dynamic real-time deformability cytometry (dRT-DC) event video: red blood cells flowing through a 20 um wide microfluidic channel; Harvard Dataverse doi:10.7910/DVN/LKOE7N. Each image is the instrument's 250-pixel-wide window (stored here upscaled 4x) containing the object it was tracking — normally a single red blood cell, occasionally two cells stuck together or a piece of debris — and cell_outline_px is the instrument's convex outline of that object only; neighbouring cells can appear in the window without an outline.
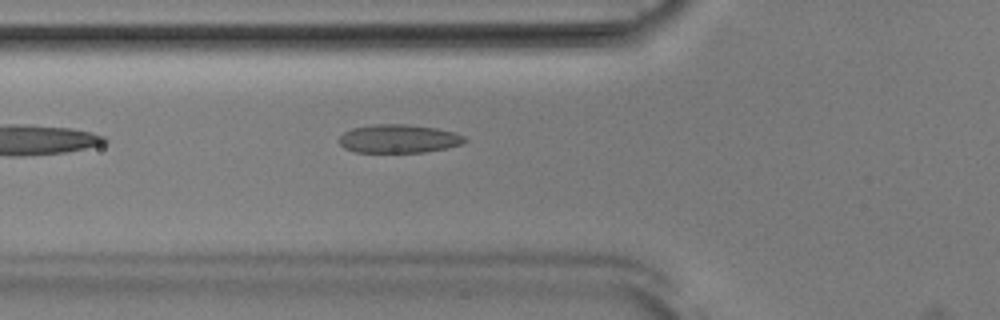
{"species": "Egyptian fruit bat (a non-hibernating species)", "species_latin": "Rousettus aegyptiacus", "temperature_condition": "room temperature", "stored_images_in_passage": 37, "camera_frame_rate_fps": 3000, "um_per_image_px": 0.085, "animal": {"sex": "male"}, "frame": {"image": 1, "passage_image": 4, "time_ms": 1.0, "image_size_px": [1000, 320], "cell_outline_px": [[468, 140], [460, 144], [444, 148], [424, 152], [356, 152], [344, 148], [336, 140], [344, 132], [352, 128], [372, 124], [408, 124], [436, 128], [456, 132], [464, 136]], "centroid_in_image_um": [33.86, 11.78], "position_along_channel_um": 91.9, "area_um2": 20.92}}
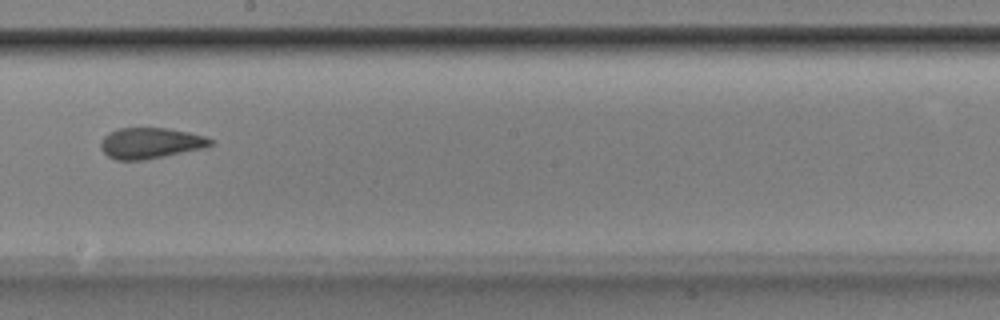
{"frame": {"image": 2, "passage_image": 15, "time_ms": 4.667, "image_size_px": [1000, 320], "cell_outline_px": [[212, 144], [204, 148], [144, 160], [116, 160], [108, 156], [100, 148], [100, 144], [104, 136], [108, 132], [116, 128], [168, 128], [188, 132], [204, 136], [212, 140]], "centroid_in_image_um": [12.75, 12.16], "position_along_channel_um": 235.5, "area_um2": 19.71}}
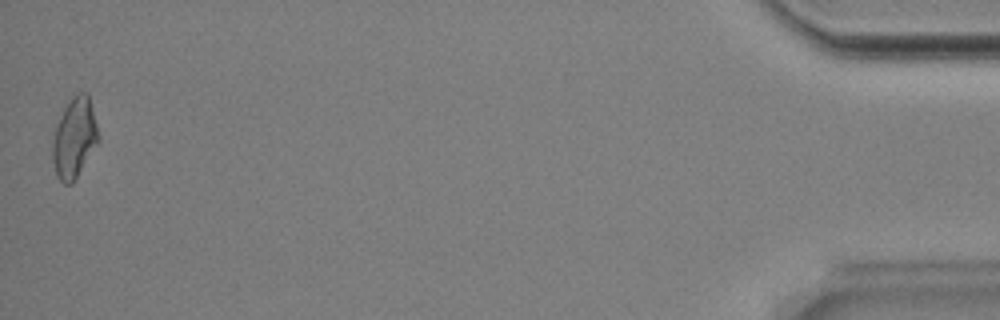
{"frame": {"image": 3, "passage_image": 37, "time_ms": 12.0, "image_size_px": [1000, 320], "cell_outline_px": [[100, 140], [72, 184], [64, 184], [56, 176], [52, 156], [52, 140], [56, 128], [64, 108], [72, 96], [76, 92], [88, 92], [100, 136]], "centroid_in_image_um": [6.34, 11.72], "position_along_channel_um": 428.9, "area_um2": 21.44}, "authors_computed_cell_mechanics": {"area_um2": 20.1144, "velocity_mm_per_s": 3.9001, "shape_relaxation_time_tau1_ms": 9.9249, "shape_relaxation_time_tau2_ms": 2.0916, "deformation_change_tau1": 0.1915, "deformation_change_tau2": 0.0929}}